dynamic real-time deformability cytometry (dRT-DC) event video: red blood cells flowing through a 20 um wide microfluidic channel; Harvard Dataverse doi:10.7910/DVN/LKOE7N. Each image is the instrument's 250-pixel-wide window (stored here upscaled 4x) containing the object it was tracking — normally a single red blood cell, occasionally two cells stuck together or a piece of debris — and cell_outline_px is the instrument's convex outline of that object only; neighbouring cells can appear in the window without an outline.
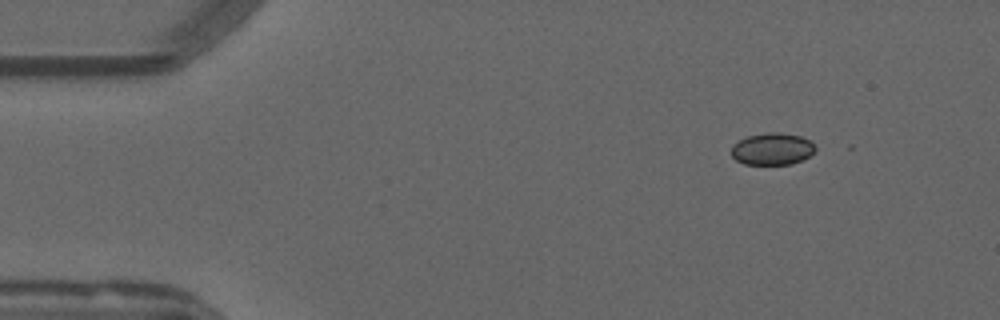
{"species": "common noctule bat (a hibernating species)", "species_latin": "Nyctalus noctula", "temperature_condition": "warm", "stored_images_in_passage": 10, "camera_frame_rate_fps": 3000, "um_per_image_px": 0.085, "animal": {"sex": "male", "forearm_length_mm": 52.5}, "frame": {"image": 1, "passage_image": 1, "time_ms": 0.0, "image_size_px": [1000, 320], "cell_outline_px": [[816, 148], [808, 156], [792, 164], [744, 164], [736, 160], [732, 156], [732, 144], [748, 136], [764, 132], [780, 132], [800, 136], [808, 140]], "centroid_in_image_um": [65.6, 12.65], "position_along_channel_um": 19.4, "area_um2": 15.49}}